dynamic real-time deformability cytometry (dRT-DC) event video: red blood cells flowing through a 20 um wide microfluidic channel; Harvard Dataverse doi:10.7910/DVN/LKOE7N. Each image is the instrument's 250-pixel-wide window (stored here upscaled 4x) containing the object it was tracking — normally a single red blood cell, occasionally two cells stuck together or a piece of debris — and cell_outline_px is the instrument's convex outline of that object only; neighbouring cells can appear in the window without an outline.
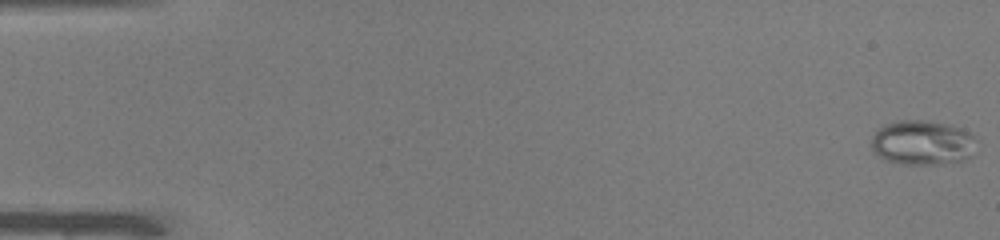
{"species": "common noctule bat (a hibernating species)", "species_latin": "Nyctalus noctula", "temperature_condition": "warm", "stored_images_in_passage": 50, "camera_frame_rate_fps": 3000, "um_per_image_px": 0.085, "animal": {"sex": "male", "body_mass_g": 19.0, "forearm_length_mm": 50.8}, "frame": {"image": 1, "passage_image": 1, "time_ms": 0.0, "image_size_px": [1000, 240], "cell_outline_px": [[980, 140], [972, 156], [964, 160], [944, 164], [900, 164], [884, 160], [872, 148], [872, 136], [884, 124], [900, 120], [928, 120], [948, 124], [960, 128], [968, 132]], "centroid_in_image_um": [78.47, 12.13], "position_along_channel_um": 6.5, "area_um2": 27.8}}
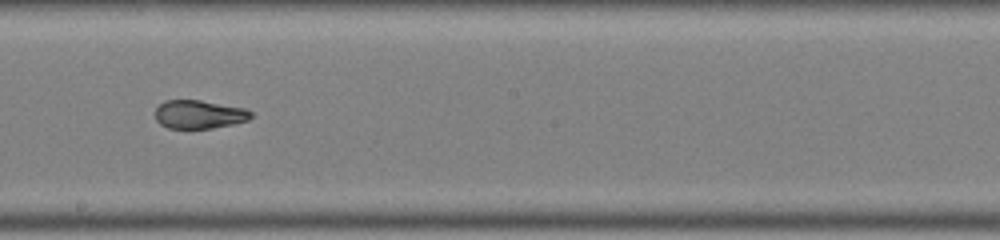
{"frame": {"image": 2, "passage_image": 29, "time_ms": 9.333, "image_size_px": [1000, 240], "cell_outline_px": [[252, 116], [248, 120], [232, 124], [212, 128], [168, 128], [160, 124], [156, 120], [156, 108], [164, 100], [200, 100], [244, 108], [252, 112]], "centroid_in_image_um": [16.91, 9.72], "position_along_channel_um": 231.3, "area_um2": 15.78}}
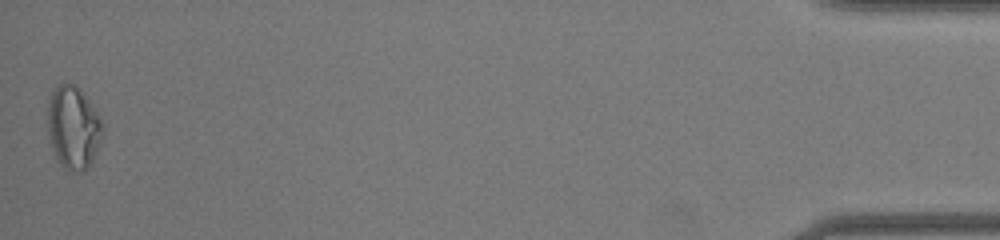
{"frame": {"image": 3, "passage_image": 50, "time_ms": 16.333, "image_size_px": [1000, 240], "cell_outline_px": [[104, 136], [92, 160], [84, 172], [68, 172], [56, 160], [52, 148], [48, 132], [48, 100], [56, 84], [76, 84], [96, 112], [104, 128]], "centroid_in_image_um": [6.22, 10.88], "position_along_channel_um": 429.0, "area_um2": 26.65}}